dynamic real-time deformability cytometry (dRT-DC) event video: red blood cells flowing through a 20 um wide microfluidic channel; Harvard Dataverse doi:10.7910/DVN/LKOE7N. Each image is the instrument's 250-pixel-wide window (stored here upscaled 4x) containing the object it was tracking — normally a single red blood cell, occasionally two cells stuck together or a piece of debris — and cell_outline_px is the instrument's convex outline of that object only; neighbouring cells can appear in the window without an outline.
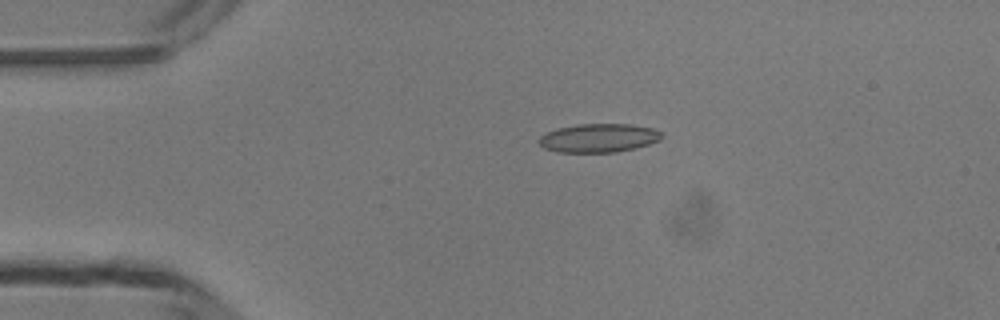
{"species": "common noctule bat (a hibernating species)", "species_latin": "Nyctalus noctula", "temperature_condition": "room temperature", "stored_images_in_passage": 3, "camera_frame_rate_fps": 3000, "um_per_image_px": 0.085, "animal": {"sex": "male", "body_mass_g": 13.3}, "frame": {"image": 1, "passage_image": 2, "time_ms": 1.333, "image_size_px": [1000, 320], "cell_outline_px": [[664, 136], [660, 140], [636, 148], [616, 152], [560, 152], [544, 148], [536, 140], [540, 136], [556, 128], [580, 124], [628, 124], [652, 128], [660, 132]], "centroid_in_image_um": [50.88, 11.73], "position_along_channel_um": 34.1, "area_um2": 20.46}}